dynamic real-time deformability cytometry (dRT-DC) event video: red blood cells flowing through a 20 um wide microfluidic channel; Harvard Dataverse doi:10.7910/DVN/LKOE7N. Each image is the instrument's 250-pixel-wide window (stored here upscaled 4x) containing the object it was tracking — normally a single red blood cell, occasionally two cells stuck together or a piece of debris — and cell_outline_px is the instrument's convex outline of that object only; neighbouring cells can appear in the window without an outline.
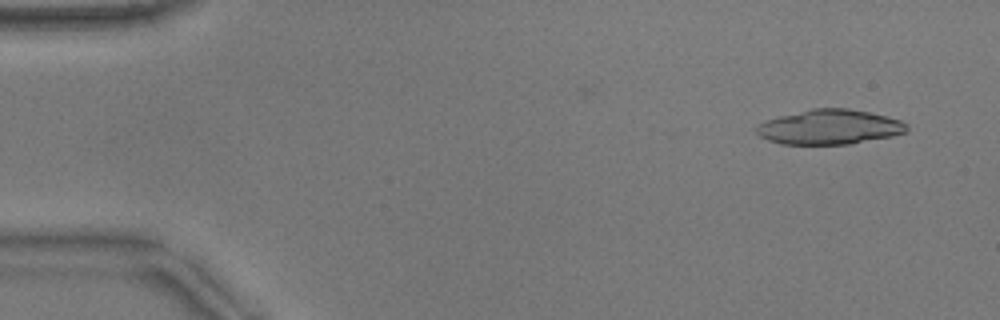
{"species": "common noctule bat (a hibernating species)", "species_latin": "Nyctalus noctula", "temperature_condition": "warm", "stored_images_in_passage": 16, "camera_frame_rate_fps": 3000, "um_per_image_px": 0.085, "animal": {"sex": "male", "body_mass_g": 17.9}, "frame": {"image": 1, "passage_image": 4, "time_ms": 1.0, "image_size_px": [1000, 320], "cell_outline_px": [[908, 128], [904, 132], [892, 136], [848, 144], [780, 144], [768, 140], [760, 136], [756, 132], [756, 128], [760, 124], [768, 120], [780, 116], [812, 108], [848, 108], [888, 116], [900, 120], [908, 124]], "centroid_in_image_um": [70.53, 10.79], "position_along_channel_um": 14.5, "area_um2": 30.23}}